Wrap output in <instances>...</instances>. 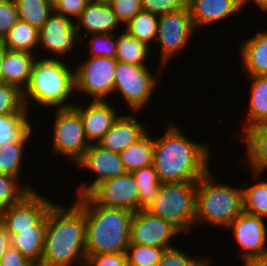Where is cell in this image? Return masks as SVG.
<instances>
[{
  "label": "cell",
  "instance_id": "obj_1",
  "mask_svg": "<svg viewBox=\"0 0 267 266\" xmlns=\"http://www.w3.org/2000/svg\"><path fill=\"white\" fill-rule=\"evenodd\" d=\"M185 135L169 122L162 137L154 139L153 167L161 183L198 181L209 171L211 146Z\"/></svg>",
  "mask_w": 267,
  "mask_h": 266
},
{
  "label": "cell",
  "instance_id": "obj_2",
  "mask_svg": "<svg viewBox=\"0 0 267 266\" xmlns=\"http://www.w3.org/2000/svg\"><path fill=\"white\" fill-rule=\"evenodd\" d=\"M67 208L53 203L47 212V225L39 266H85L86 218L75 200Z\"/></svg>",
  "mask_w": 267,
  "mask_h": 266
},
{
  "label": "cell",
  "instance_id": "obj_3",
  "mask_svg": "<svg viewBox=\"0 0 267 266\" xmlns=\"http://www.w3.org/2000/svg\"><path fill=\"white\" fill-rule=\"evenodd\" d=\"M76 201L86 218V259L90 255L125 252L134 212L98 205L88 195L79 196Z\"/></svg>",
  "mask_w": 267,
  "mask_h": 266
},
{
  "label": "cell",
  "instance_id": "obj_4",
  "mask_svg": "<svg viewBox=\"0 0 267 266\" xmlns=\"http://www.w3.org/2000/svg\"><path fill=\"white\" fill-rule=\"evenodd\" d=\"M61 60L52 56L35 57L29 83L23 90L25 108L29 109L31 101L40 105V108L61 109L75 105L66 102L75 92L74 71Z\"/></svg>",
  "mask_w": 267,
  "mask_h": 266
},
{
  "label": "cell",
  "instance_id": "obj_5",
  "mask_svg": "<svg viewBox=\"0 0 267 266\" xmlns=\"http://www.w3.org/2000/svg\"><path fill=\"white\" fill-rule=\"evenodd\" d=\"M210 171L197 181L195 226L203 223L226 229L244 212L242 186L217 183Z\"/></svg>",
  "mask_w": 267,
  "mask_h": 266
},
{
  "label": "cell",
  "instance_id": "obj_6",
  "mask_svg": "<svg viewBox=\"0 0 267 266\" xmlns=\"http://www.w3.org/2000/svg\"><path fill=\"white\" fill-rule=\"evenodd\" d=\"M197 181L161 183L154 200L145 210L172 223L183 234L195 225Z\"/></svg>",
  "mask_w": 267,
  "mask_h": 266
},
{
  "label": "cell",
  "instance_id": "obj_7",
  "mask_svg": "<svg viewBox=\"0 0 267 266\" xmlns=\"http://www.w3.org/2000/svg\"><path fill=\"white\" fill-rule=\"evenodd\" d=\"M158 79L147 65H134L117 61L115 68L114 93L118 91L134 112L147 108L156 89Z\"/></svg>",
  "mask_w": 267,
  "mask_h": 266
},
{
  "label": "cell",
  "instance_id": "obj_8",
  "mask_svg": "<svg viewBox=\"0 0 267 266\" xmlns=\"http://www.w3.org/2000/svg\"><path fill=\"white\" fill-rule=\"evenodd\" d=\"M87 58L74 69L75 92L85 93L93 101H106L114 93L117 60L102 56Z\"/></svg>",
  "mask_w": 267,
  "mask_h": 266
},
{
  "label": "cell",
  "instance_id": "obj_9",
  "mask_svg": "<svg viewBox=\"0 0 267 266\" xmlns=\"http://www.w3.org/2000/svg\"><path fill=\"white\" fill-rule=\"evenodd\" d=\"M55 112L52 154L67 156V160L76 164L90 146L80 114L74 107L56 109Z\"/></svg>",
  "mask_w": 267,
  "mask_h": 266
},
{
  "label": "cell",
  "instance_id": "obj_10",
  "mask_svg": "<svg viewBox=\"0 0 267 266\" xmlns=\"http://www.w3.org/2000/svg\"><path fill=\"white\" fill-rule=\"evenodd\" d=\"M195 30L189 8L159 16L156 38L161 52L160 67L157 71L159 74L163 72L167 63L169 65V61L184 49Z\"/></svg>",
  "mask_w": 267,
  "mask_h": 266
},
{
  "label": "cell",
  "instance_id": "obj_11",
  "mask_svg": "<svg viewBox=\"0 0 267 266\" xmlns=\"http://www.w3.org/2000/svg\"><path fill=\"white\" fill-rule=\"evenodd\" d=\"M181 231L172 223L145 209L134 212L130 227V243L170 248L171 240Z\"/></svg>",
  "mask_w": 267,
  "mask_h": 266
},
{
  "label": "cell",
  "instance_id": "obj_12",
  "mask_svg": "<svg viewBox=\"0 0 267 266\" xmlns=\"http://www.w3.org/2000/svg\"><path fill=\"white\" fill-rule=\"evenodd\" d=\"M87 195L101 206L139 210V190L130 172L101 182Z\"/></svg>",
  "mask_w": 267,
  "mask_h": 266
},
{
  "label": "cell",
  "instance_id": "obj_13",
  "mask_svg": "<svg viewBox=\"0 0 267 266\" xmlns=\"http://www.w3.org/2000/svg\"><path fill=\"white\" fill-rule=\"evenodd\" d=\"M53 201L43 197L37 190H31L20 201L0 212L10 237L17 230L32 229L49 211Z\"/></svg>",
  "mask_w": 267,
  "mask_h": 266
},
{
  "label": "cell",
  "instance_id": "obj_14",
  "mask_svg": "<svg viewBox=\"0 0 267 266\" xmlns=\"http://www.w3.org/2000/svg\"><path fill=\"white\" fill-rule=\"evenodd\" d=\"M264 217L243 212L226 228L243 250L241 261L267 255V226Z\"/></svg>",
  "mask_w": 267,
  "mask_h": 266
},
{
  "label": "cell",
  "instance_id": "obj_15",
  "mask_svg": "<svg viewBox=\"0 0 267 266\" xmlns=\"http://www.w3.org/2000/svg\"><path fill=\"white\" fill-rule=\"evenodd\" d=\"M76 165L94 172L96 176L98 175L91 184L82 182L78 186L76 191L78 197L87 195L101 182L126 173L119 153L104 149L98 144H90Z\"/></svg>",
  "mask_w": 267,
  "mask_h": 266
},
{
  "label": "cell",
  "instance_id": "obj_16",
  "mask_svg": "<svg viewBox=\"0 0 267 266\" xmlns=\"http://www.w3.org/2000/svg\"><path fill=\"white\" fill-rule=\"evenodd\" d=\"M78 41L81 39L75 21L54 11L39 30V47L55 54L56 58L67 55Z\"/></svg>",
  "mask_w": 267,
  "mask_h": 266
},
{
  "label": "cell",
  "instance_id": "obj_17",
  "mask_svg": "<svg viewBox=\"0 0 267 266\" xmlns=\"http://www.w3.org/2000/svg\"><path fill=\"white\" fill-rule=\"evenodd\" d=\"M87 107L75 104L73 107L82 119L84 133L89 144H98L119 118L115 108L107 101H93Z\"/></svg>",
  "mask_w": 267,
  "mask_h": 266
},
{
  "label": "cell",
  "instance_id": "obj_18",
  "mask_svg": "<svg viewBox=\"0 0 267 266\" xmlns=\"http://www.w3.org/2000/svg\"><path fill=\"white\" fill-rule=\"evenodd\" d=\"M76 29L81 41L83 36L81 28L90 34H109L114 33L120 21L113 12L109 2L89 1L80 17L76 20Z\"/></svg>",
  "mask_w": 267,
  "mask_h": 266
},
{
  "label": "cell",
  "instance_id": "obj_19",
  "mask_svg": "<svg viewBox=\"0 0 267 266\" xmlns=\"http://www.w3.org/2000/svg\"><path fill=\"white\" fill-rule=\"evenodd\" d=\"M188 8L197 29L240 13L244 6L241 0H188Z\"/></svg>",
  "mask_w": 267,
  "mask_h": 266
},
{
  "label": "cell",
  "instance_id": "obj_20",
  "mask_svg": "<svg viewBox=\"0 0 267 266\" xmlns=\"http://www.w3.org/2000/svg\"><path fill=\"white\" fill-rule=\"evenodd\" d=\"M119 115L111 129L102 137L98 145L112 152L120 153L129 145L141 139L147 131L138 121L137 116Z\"/></svg>",
  "mask_w": 267,
  "mask_h": 266
},
{
  "label": "cell",
  "instance_id": "obj_21",
  "mask_svg": "<svg viewBox=\"0 0 267 266\" xmlns=\"http://www.w3.org/2000/svg\"><path fill=\"white\" fill-rule=\"evenodd\" d=\"M35 54L20 51H5L1 82L24 90L29 83Z\"/></svg>",
  "mask_w": 267,
  "mask_h": 266
},
{
  "label": "cell",
  "instance_id": "obj_22",
  "mask_svg": "<svg viewBox=\"0 0 267 266\" xmlns=\"http://www.w3.org/2000/svg\"><path fill=\"white\" fill-rule=\"evenodd\" d=\"M47 214L32 229L17 230L10 237L11 246L15 247L34 266H39L42 259Z\"/></svg>",
  "mask_w": 267,
  "mask_h": 266
},
{
  "label": "cell",
  "instance_id": "obj_23",
  "mask_svg": "<svg viewBox=\"0 0 267 266\" xmlns=\"http://www.w3.org/2000/svg\"><path fill=\"white\" fill-rule=\"evenodd\" d=\"M239 50L242 69L248 76L267 75V30L247 38Z\"/></svg>",
  "mask_w": 267,
  "mask_h": 266
},
{
  "label": "cell",
  "instance_id": "obj_24",
  "mask_svg": "<svg viewBox=\"0 0 267 266\" xmlns=\"http://www.w3.org/2000/svg\"><path fill=\"white\" fill-rule=\"evenodd\" d=\"M246 142V158L253 168L254 177L267 169V123L257 124L243 134Z\"/></svg>",
  "mask_w": 267,
  "mask_h": 266
},
{
  "label": "cell",
  "instance_id": "obj_25",
  "mask_svg": "<svg viewBox=\"0 0 267 266\" xmlns=\"http://www.w3.org/2000/svg\"><path fill=\"white\" fill-rule=\"evenodd\" d=\"M250 85V98L247 119L243 122L242 129H247L261 123H267V75L248 76Z\"/></svg>",
  "mask_w": 267,
  "mask_h": 266
},
{
  "label": "cell",
  "instance_id": "obj_26",
  "mask_svg": "<svg viewBox=\"0 0 267 266\" xmlns=\"http://www.w3.org/2000/svg\"><path fill=\"white\" fill-rule=\"evenodd\" d=\"M28 113L0 115V147L7 143H27L33 127Z\"/></svg>",
  "mask_w": 267,
  "mask_h": 266
},
{
  "label": "cell",
  "instance_id": "obj_27",
  "mask_svg": "<svg viewBox=\"0 0 267 266\" xmlns=\"http://www.w3.org/2000/svg\"><path fill=\"white\" fill-rule=\"evenodd\" d=\"M1 42L7 50L34 54L39 46V30L28 22L18 20Z\"/></svg>",
  "mask_w": 267,
  "mask_h": 266
},
{
  "label": "cell",
  "instance_id": "obj_28",
  "mask_svg": "<svg viewBox=\"0 0 267 266\" xmlns=\"http://www.w3.org/2000/svg\"><path fill=\"white\" fill-rule=\"evenodd\" d=\"M154 138L148 132L137 142L122 150L119 155L126 172L153 165Z\"/></svg>",
  "mask_w": 267,
  "mask_h": 266
},
{
  "label": "cell",
  "instance_id": "obj_29",
  "mask_svg": "<svg viewBox=\"0 0 267 266\" xmlns=\"http://www.w3.org/2000/svg\"><path fill=\"white\" fill-rule=\"evenodd\" d=\"M150 48L140 40L129 35L125 30L117 36V52L115 59L123 63L147 65L145 62Z\"/></svg>",
  "mask_w": 267,
  "mask_h": 266
},
{
  "label": "cell",
  "instance_id": "obj_30",
  "mask_svg": "<svg viewBox=\"0 0 267 266\" xmlns=\"http://www.w3.org/2000/svg\"><path fill=\"white\" fill-rule=\"evenodd\" d=\"M158 19L159 16L142 10L123 26V30L150 47V42L157 38Z\"/></svg>",
  "mask_w": 267,
  "mask_h": 266
},
{
  "label": "cell",
  "instance_id": "obj_31",
  "mask_svg": "<svg viewBox=\"0 0 267 266\" xmlns=\"http://www.w3.org/2000/svg\"><path fill=\"white\" fill-rule=\"evenodd\" d=\"M19 20L28 22L40 30L49 16L53 13L54 7L49 0H14Z\"/></svg>",
  "mask_w": 267,
  "mask_h": 266
},
{
  "label": "cell",
  "instance_id": "obj_32",
  "mask_svg": "<svg viewBox=\"0 0 267 266\" xmlns=\"http://www.w3.org/2000/svg\"><path fill=\"white\" fill-rule=\"evenodd\" d=\"M131 173L139 190V210L146 209L156 197L161 186L158 173L153 165L134 170Z\"/></svg>",
  "mask_w": 267,
  "mask_h": 266
},
{
  "label": "cell",
  "instance_id": "obj_33",
  "mask_svg": "<svg viewBox=\"0 0 267 266\" xmlns=\"http://www.w3.org/2000/svg\"><path fill=\"white\" fill-rule=\"evenodd\" d=\"M245 213L267 218V181H258L250 187L242 188Z\"/></svg>",
  "mask_w": 267,
  "mask_h": 266
},
{
  "label": "cell",
  "instance_id": "obj_34",
  "mask_svg": "<svg viewBox=\"0 0 267 266\" xmlns=\"http://www.w3.org/2000/svg\"><path fill=\"white\" fill-rule=\"evenodd\" d=\"M26 143H10L0 147V173L21 178L24 149Z\"/></svg>",
  "mask_w": 267,
  "mask_h": 266
},
{
  "label": "cell",
  "instance_id": "obj_35",
  "mask_svg": "<svg viewBox=\"0 0 267 266\" xmlns=\"http://www.w3.org/2000/svg\"><path fill=\"white\" fill-rule=\"evenodd\" d=\"M20 179L0 173V212L20 201L34 190L31 185H21ZM20 183V184H19Z\"/></svg>",
  "mask_w": 267,
  "mask_h": 266
},
{
  "label": "cell",
  "instance_id": "obj_36",
  "mask_svg": "<svg viewBox=\"0 0 267 266\" xmlns=\"http://www.w3.org/2000/svg\"><path fill=\"white\" fill-rule=\"evenodd\" d=\"M165 248L129 244L125 254L128 266H159Z\"/></svg>",
  "mask_w": 267,
  "mask_h": 266
},
{
  "label": "cell",
  "instance_id": "obj_37",
  "mask_svg": "<svg viewBox=\"0 0 267 266\" xmlns=\"http://www.w3.org/2000/svg\"><path fill=\"white\" fill-rule=\"evenodd\" d=\"M29 113L23 103V91L17 86L0 83V115Z\"/></svg>",
  "mask_w": 267,
  "mask_h": 266
},
{
  "label": "cell",
  "instance_id": "obj_38",
  "mask_svg": "<svg viewBox=\"0 0 267 266\" xmlns=\"http://www.w3.org/2000/svg\"><path fill=\"white\" fill-rule=\"evenodd\" d=\"M211 260L183 253L176 247L164 249L159 266H211Z\"/></svg>",
  "mask_w": 267,
  "mask_h": 266
},
{
  "label": "cell",
  "instance_id": "obj_39",
  "mask_svg": "<svg viewBox=\"0 0 267 266\" xmlns=\"http://www.w3.org/2000/svg\"><path fill=\"white\" fill-rule=\"evenodd\" d=\"M89 40L90 57L115 58L117 52L116 33L91 34Z\"/></svg>",
  "mask_w": 267,
  "mask_h": 266
},
{
  "label": "cell",
  "instance_id": "obj_40",
  "mask_svg": "<svg viewBox=\"0 0 267 266\" xmlns=\"http://www.w3.org/2000/svg\"><path fill=\"white\" fill-rule=\"evenodd\" d=\"M142 9L157 16L188 8V0H141Z\"/></svg>",
  "mask_w": 267,
  "mask_h": 266
},
{
  "label": "cell",
  "instance_id": "obj_41",
  "mask_svg": "<svg viewBox=\"0 0 267 266\" xmlns=\"http://www.w3.org/2000/svg\"><path fill=\"white\" fill-rule=\"evenodd\" d=\"M109 4L120 24H127L137 13L143 10L141 0H110Z\"/></svg>",
  "mask_w": 267,
  "mask_h": 266
},
{
  "label": "cell",
  "instance_id": "obj_42",
  "mask_svg": "<svg viewBox=\"0 0 267 266\" xmlns=\"http://www.w3.org/2000/svg\"><path fill=\"white\" fill-rule=\"evenodd\" d=\"M19 20L14 0H0V41Z\"/></svg>",
  "mask_w": 267,
  "mask_h": 266
},
{
  "label": "cell",
  "instance_id": "obj_43",
  "mask_svg": "<svg viewBox=\"0 0 267 266\" xmlns=\"http://www.w3.org/2000/svg\"><path fill=\"white\" fill-rule=\"evenodd\" d=\"M88 2L89 0H59L53 5L54 12L74 21L80 17Z\"/></svg>",
  "mask_w": 267,
  "mask_h": 266
},
{
  "label": "cell",
  "instance_id": "obj_44",
  "mask_svg": "<svg viewBox=\"0 0 267 266\" xmlns=\"http://www.w3.org/2000/svg\"><path fill=\"white\" fill-rule=\"evenodd\" d=\"M85 266H128L125 252L90 255Z\"/></svg>",
  "mask_w": 267,
  "mask_h": 266
},
{
  "label": "cell",
  "instance_id": "obj_45",
  "mask_svg": "<svg viewBox=\"0 0 267 266\" xmlns=\"http://www.w3.org/2000/svg\"><path fill=\"white\" fill-rule=\"evenodd\" d=\"M0 266H34L15 247L10 246L4 253Z\"/></svg>",
  "mask_w": 267,
  "mask_h": 266
},
{
  "label": "cell",
  "instance_id": "obj_46",
  "mask_svg": "<svg viewBox=\"0 0 267 266\" xmlns=\"http://www.w3.org/2000/svg\"><path fill=\"white\" fill-rule=\"evenodd\" d=\"M10 246H11L10 235L7 231L5 223L0 219V261L4 253Z\"/></svg>",
  "mask_w": 267,
  "mask_h": 266
},
{
  "label": "cell",
  "instance_id": "obj_47",
  "mask_svg": "<svg viewBox=\"0 0 267 266\" xmlns=\"http://www.w3.org/2000/svg\"><path fill=\"white\" fill-rule=\"evenodd\" d=\"M244 266H267V255L242 261Z\"/></svg>",
  "mask_w": 267,
  "mask_h": 266
},
{
  "label": "cell",
  "instance_id": "obj_48",
  "mask_svg": "<svg viewBox=\"0 0 267 266\" xmlns=\"http://www.w3.org/2000/svg\"><path fill=\"white\" fill-rule=\"evenodd\" d=\"M255 3L257 6H259V9H261V11H263L264 13H267V0H246L243 3V6H246L247 4H249V2Z\"/></svg>",
  "mask_w": 267,
  "mask_h": 266
},
{
  "label": "cell",
  "instance_id": "obj_49",
  "mask_svg": "<svg viewBox=\"0 0 267 266\" xmlns=\"http://www.w3.org/2000/svg\"><path fill=\"white\" fill-rule=\"evenodd\" d=\"M6 50L7 49L3 46L2 42L0 41V83H1L2 65H3Z\"/></svg>",
  "mask_w": 267,
  "mask_h": 266
},
{
  "label": "cell",
  "instance_id": "obj_50",
  "mask_svg": "<svg viewBox=\"0 0 267 266\" xmlns=\"http://www.w3.org/2000/svg\"><path fill=\"white\" fill-rule=\"evenodd\" d=\"M89 1L109 2L110 0H89Z\"/></svg>",
  "mask_w": 267,
  "mask_h": 266
},
{
  "label": "cell",
  "instance_id": "obj_51",
  "mask_svg": "<svg viewBox=\"0 0 267 266\" xmlns=\"http://www.w3.org/2000/svg\"><path fill=\"white\" fill-rule=\"evenodd\" d=\"M49 1L51 2L52 5H54L59 0H49Z\"/></svg>",
  "mask_w": 267,
  "mask_h": 266
}]
</instances>
